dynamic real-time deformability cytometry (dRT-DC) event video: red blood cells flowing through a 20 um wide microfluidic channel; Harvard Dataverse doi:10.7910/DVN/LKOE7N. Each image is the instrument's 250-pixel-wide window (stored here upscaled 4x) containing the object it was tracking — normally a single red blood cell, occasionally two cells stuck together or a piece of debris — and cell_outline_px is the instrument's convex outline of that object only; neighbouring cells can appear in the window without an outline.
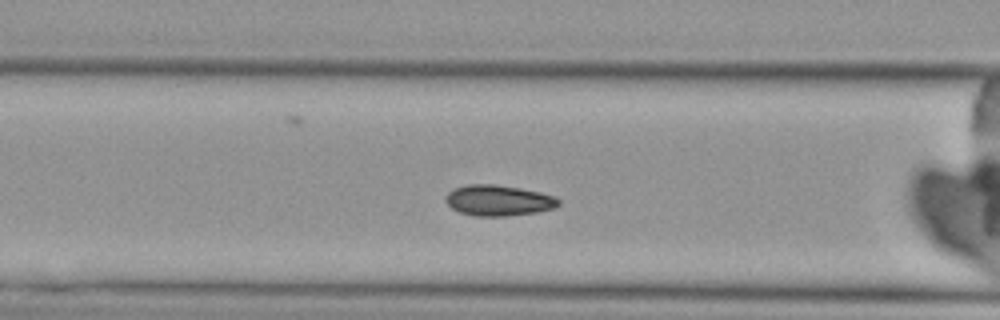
{"species": "Egyptian fruit bat (a non-hibernating species)", "species_latin": "Rousettus aegyptiacus", "temperature_condition": "cold", "stored_images_in_passage": 4, "camera_frame_rate_fps": 3000, "um_per_image_px": 0.085, "animal": {"sex": "female"}, "frame": {"image": 1, "passage_image": 3, "time_ms": 3.333, "image_size_px": [1000, 320], "cell_outline_px": [[560, 204], [552, 208], [536, 212], [508, 216], [472, 216], [460, 212], [452, 208], [444, 200], [448, 192], [456, 188], [468, 184], [492, 184], [520, 188], [540, 192], [556, 196], [560, 200]], "centroid_in_image_um": [42.37, 17.04], "position_along_channel_um": 124.2, "area_um2": 20.23}}